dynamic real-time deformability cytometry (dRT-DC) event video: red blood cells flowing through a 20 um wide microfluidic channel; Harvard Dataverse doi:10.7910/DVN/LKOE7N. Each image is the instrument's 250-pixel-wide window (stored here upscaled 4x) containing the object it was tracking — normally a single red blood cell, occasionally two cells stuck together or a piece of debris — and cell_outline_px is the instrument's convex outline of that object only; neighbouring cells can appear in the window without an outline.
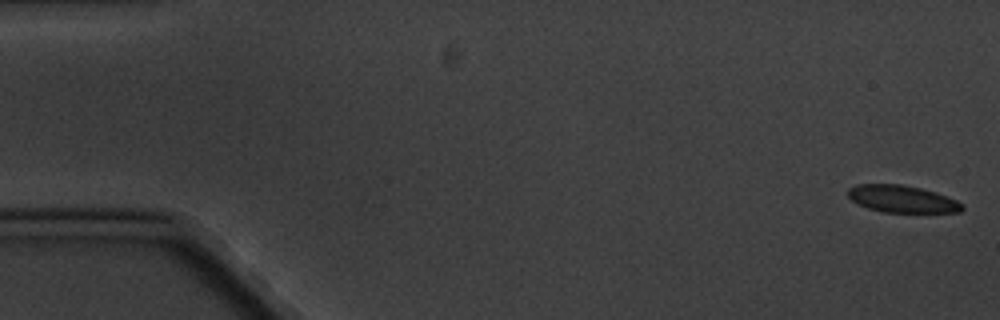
{"species": "common noctule bat (a hibernating species)", "species_latin": "Nyctalus noctula", "temperature_condition": "cold", "stored_images_in_passage": 5, "camera_frame_rate_fps": 3000, "um_per_image_px": 0.085, "animal": {"sex": "male", "body_mass_g": 20.1, "forearm_length_mm": 53.5}, "frame": {"image": 1, "passage_image": 1, "time_ms": 0.0, "image_size_px": [1000, 320], "cell_outline_px": [[964, 208], [960, 212], [884, 212], [868, 208], [852, 200], [848, 196], [848, 188], [856, 184], [900, 184], [920, 188], [936, 192], [948, 196], [964, 204]], "centroid_in_image_um": [76.7, 16.9], "position_along_channel_um": 8.3, "area_um2": 18.03}}
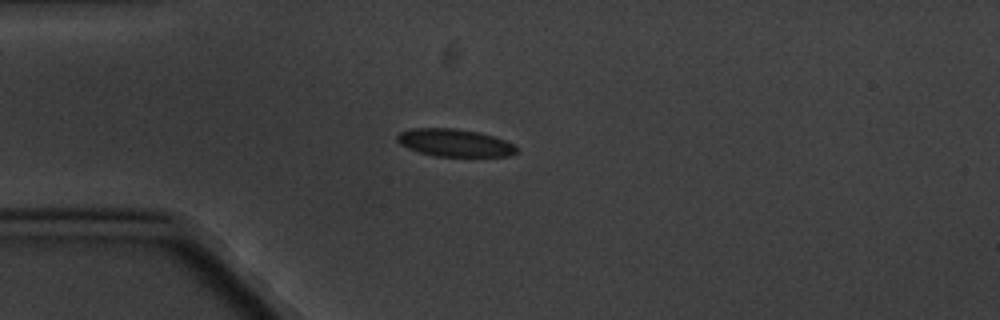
{"frame": {"image": 2, "passage_image": 5, "time_ms": 4.667, "image_size_px": [1000, 320], "cell_outline_px": [[516, 152], [508, 156], [432, 156], [408, 148], [400, 144], [396, 140], [396, 136], [400, 132], [412, 128], [456, 128], [496, 136], [512, 144], [516, 148]], "centroid_in_image_um": [38.6, 12.13], "position_along_channel_um": 46.4, "area_um2": 19.07}}